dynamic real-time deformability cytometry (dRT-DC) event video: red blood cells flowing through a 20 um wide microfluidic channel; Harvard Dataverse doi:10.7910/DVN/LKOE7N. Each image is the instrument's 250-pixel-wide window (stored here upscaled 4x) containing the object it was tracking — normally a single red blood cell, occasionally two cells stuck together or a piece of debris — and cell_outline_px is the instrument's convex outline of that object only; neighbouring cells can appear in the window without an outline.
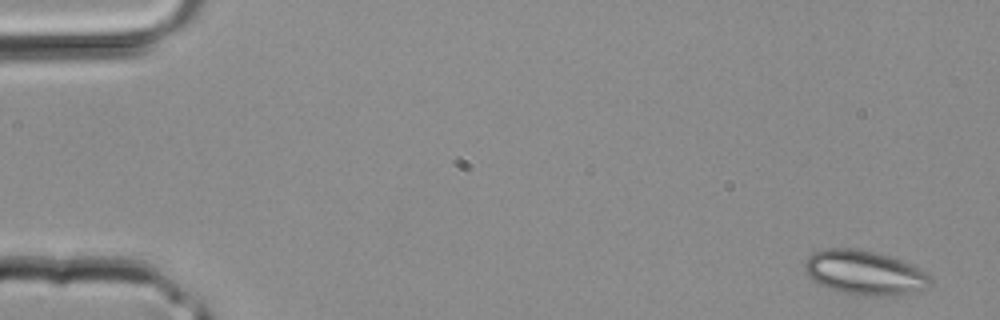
{"species": "common noctule bat (a hibernating species)", "species_latin": "Nyctalus noctula", "temperature_condition": "room temperature", "stored_images_in_passage": 4, "camera_frame_rate_fps": 3000, "um_per_image_px": 0.085, "animal": {"sex": "male", "body_mass_g": 20.4}, "frame": {"image": 1, "passage_image": 1, "time_ms": 0.0, "image_size_px": [1000, 320], "cell_outline_px": [[932, 284], [928, 288], [896, 296], [868, 296], [840, 292], [820, 284], [812, 280], [808, 276], [804, 268], [804, 260], [812, 252], [828, 248], [852, 248], [876, 252], [900, 260], [924, 272], [932, 280]], "centroid_in_image_um": [73.45, 23.18], "position_along_channel_um": 11.5, "area_um2": 32.43}}